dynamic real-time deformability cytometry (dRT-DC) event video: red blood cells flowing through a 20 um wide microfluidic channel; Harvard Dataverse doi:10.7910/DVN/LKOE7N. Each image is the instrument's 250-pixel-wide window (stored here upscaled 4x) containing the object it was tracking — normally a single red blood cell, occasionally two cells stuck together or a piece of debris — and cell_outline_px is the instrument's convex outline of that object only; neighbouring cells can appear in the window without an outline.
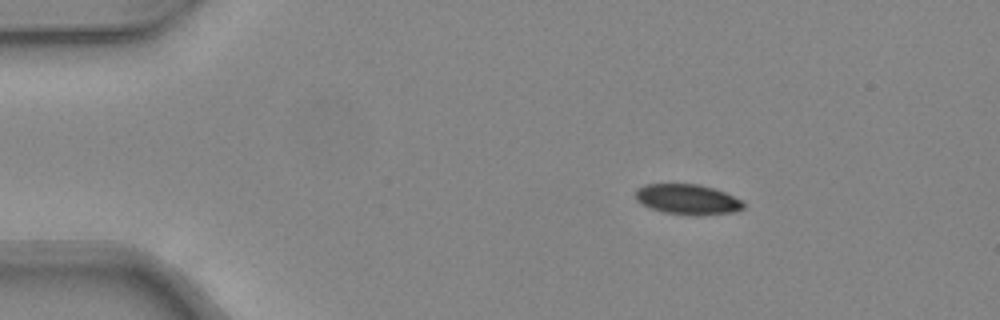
{"species": "common noctule bat (a hibernating species)", "species_latin": "Nyctalus noctula", "temperature_condition": "warm", "stored_images_in_passage": 41, "camera_frame_rate_fps": 3000, "um_per_image_px": 0.085, "animal": {"sex": "female", "body_mass_g": 24.6, "forearm_length_mm": 56.2}, "frame": {"image": 1, "passage_image": 1, "time_ms": 0.0, "image_size_px": [1000, 320], "cell_outline_px": [[744, 208], [732, 212], [664, 212], [640, 204], [636, 200], [636, 188], [644, 184], [700, 184], [724, 192], [744, 200]], "centroid_in_image_um": [58.39, 16.88], "position_along_channel_um": 26.6, "area_um2": 18.15}}
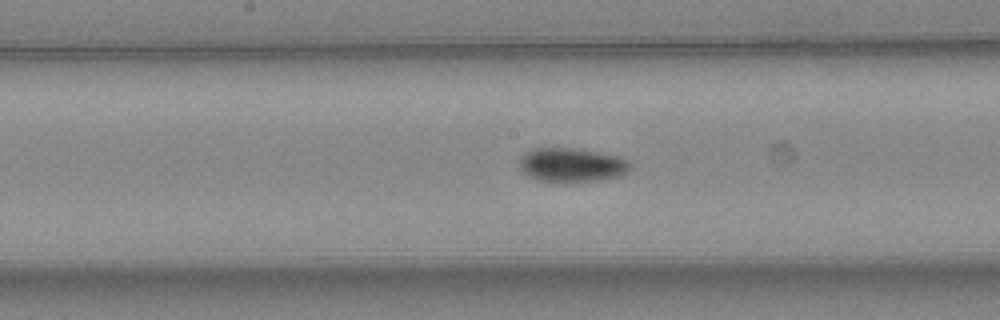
{"frame": {"image": 2, "passage_image": 18, "time_ms": 5.667, "image_size_px": [1000, 320], "cell_outline_px": [[632, 164], [628, 172], [620, 176], [600, 180], [568, 184], [556, 184], [536, 180], [528, 176], [520, 168], [520, 156], [532, 148], [576, 148], [616, 156], [628, 160]], "centroid_in_image_um": [48.57, 14.06], "position_along_channel_um": 199.6, "area_um2": 22.66}}
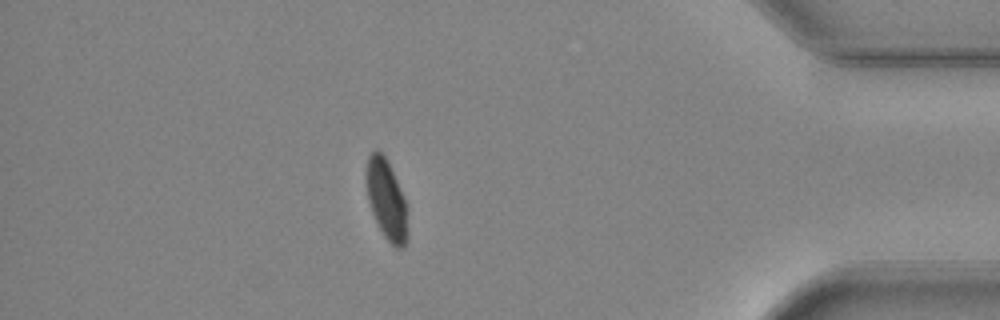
{"frame": {"image": 3, "passage_image": 35, "time_ms": 11.333, "image_size_px": [1000, 320], "cell_outline_px": [[408, 240], [404, 248], [396, 248], [384, 236], [372, 212], [368, 200], [364, 180], [364, 176], [368, 156], [376, 148], [384, 156], [408, 204]], "centroid_in_image_um": [32.86, 17.0], "position_along_channel_um": 402.3, "area_um2": 19.65}, "authors_computed_cell_mechanics": {"area_um2": 20.5768, "velocity_mm_per_s": 4.3111, "shape_relaxation_time_tau1_ms": 4.6354, "shape_relaxation_time_tau2_ms": 3.6483, "deformation_change_tau1": 0.1252, "deformation_change_tau2": 0.043}}